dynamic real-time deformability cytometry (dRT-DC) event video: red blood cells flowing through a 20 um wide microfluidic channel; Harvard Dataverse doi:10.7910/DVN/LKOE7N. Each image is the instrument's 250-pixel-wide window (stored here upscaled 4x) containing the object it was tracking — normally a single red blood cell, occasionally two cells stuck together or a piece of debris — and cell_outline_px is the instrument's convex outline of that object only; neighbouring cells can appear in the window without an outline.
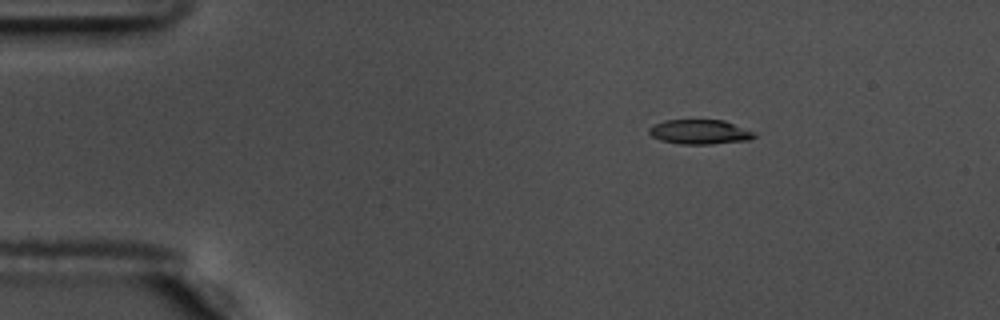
{"species": "common noctule bat (a hibernating species)", "species_latin": "Nyctalus noctula", "temperature_condition": "warm", "stored_images_in_passage": 48, "camera_frame_rate_fps": 3000, "um_per_image_px": 0.085, "animal": {"sex": "male", "body_mass_g": 17.5, "forearm_length_mm": 52.3}, "frame": {"image": 1, "passage_image": 1, "time_ms": 0.0, "image_size_px": [1000, 320], "cell_outline_px": [[756, 136], [748, 140], [712, 144], [680, 144], [660, 140], [652, 136], [648, 132], [648, 128], [664, 120], [724, 120], [756, 132]], "centroid_in_image_um": [59.49, 11.21], "position_along_channel_um": 25.5, "area_um2": 15.09}}
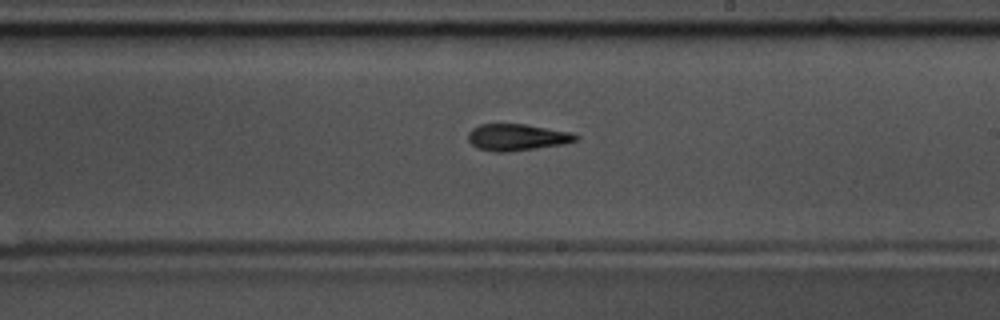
{"frame": {"image": 2, "passage_image": 25, "time_ms": 8.0, "image_size_px": [1000, 320], "cell_outline_px": [[580, 136], [576, 140], [564, 144], [508, 152], [492, 152], [476, 148], [468, 140], [468, 132], [472, 128], [480, 124], [524, 124], [572, 132]], "centroid_in_image_um": [43.92, 11.67], "position_along_channel_um": 245.1, "area_um2": 16.82}}
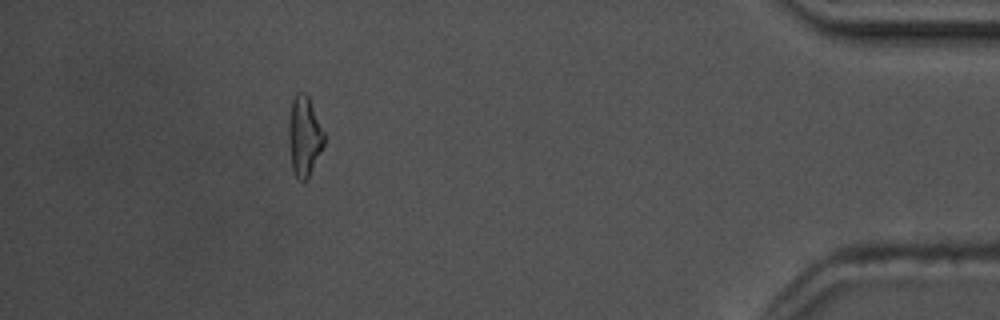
{"frame": {"image": 3, "passage_image": 43, "time_ms": 14.0, "image_size_px": [1000, 320], "cell_outline_px": [[324, 144], [304, 184], [296, 176], [292, 168], [288, 140], [288, 124], [292, 100], [296, 92], [304, 92], [308, 96], [324, 132]], "centroid_in_image_um": [25.84, 11.55], "position_along_channel_um": 409.4, "area_um2": 16.3}, "authors_computed_cell_mechanics": {"area_um2": 16.5886, "velocity_mm_per_s": 3.644, "shape_relaxation_time_tau1_ms": 8.5144, "shape_relaxation_time_tau2_ms": 2.6749, "deformation_change_tau1": 0.2501, "deformation_change_tau2": 0.1154}}